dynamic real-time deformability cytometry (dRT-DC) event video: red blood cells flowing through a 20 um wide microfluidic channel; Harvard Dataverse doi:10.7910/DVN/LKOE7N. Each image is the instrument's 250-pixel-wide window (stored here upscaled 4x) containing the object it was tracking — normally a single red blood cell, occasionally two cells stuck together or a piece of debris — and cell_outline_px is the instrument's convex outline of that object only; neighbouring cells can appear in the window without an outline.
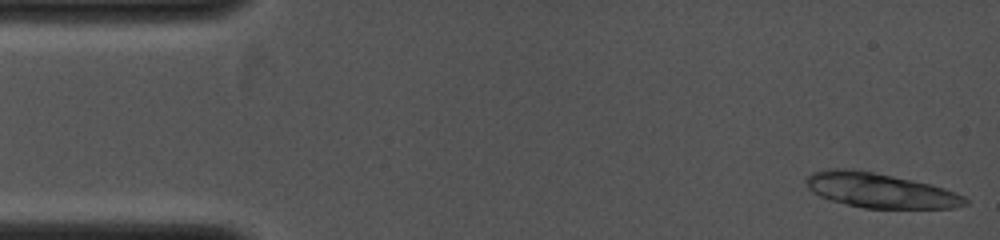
{"species": "common noctule bat (a hibernating species)", "species_latin": "Nyctalus noctula", "temperature_condition": "cold", "stored_images_in_passage": 2, "camera_frame_rate_fps": 4000, "um_per_image_px": 0.085, "animal": {"sex": "female", "body_mass_g": 19.0, "forearm_length_mm": 53.3}, "frame": {"image": 1, "passage_image": 1, "time_ms": 0.0, "image_size_px": [1000, 240], "cell_outline_px": [[968, 204], [952, 208], [864, 208], [832, 200], [820, 196], [812, 192], [808, 188], [804, 180], [812, 172], [828, 168], [848, 168], [872, 172], [932, 184], [956, 192], [964, 196], [968, 200]], "centroid_in_image_um": [74.8, 16.18], "position_along_channel_um": 10.2, "area_um2": 32.14}}